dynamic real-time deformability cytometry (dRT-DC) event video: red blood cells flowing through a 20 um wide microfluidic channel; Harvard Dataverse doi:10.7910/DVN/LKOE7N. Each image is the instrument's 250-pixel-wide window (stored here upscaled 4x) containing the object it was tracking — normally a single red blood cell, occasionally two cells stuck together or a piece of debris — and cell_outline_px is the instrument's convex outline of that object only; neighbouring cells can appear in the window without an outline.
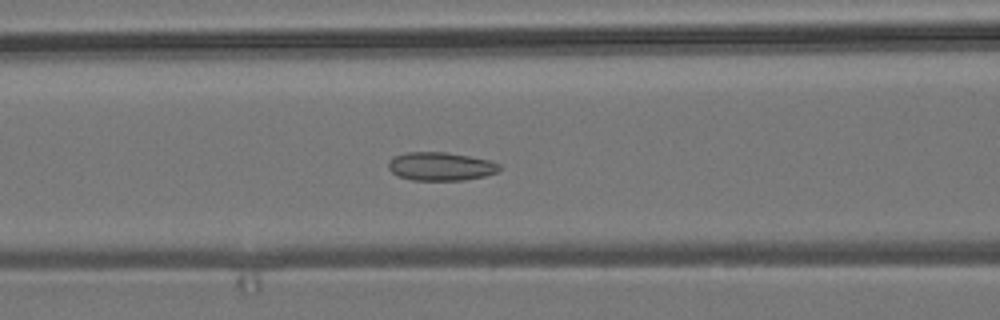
{"species": "common noctule bat (a hibernating species)", "species_latin": "Nyctalus noctula", "temperature_condition": "room temperature", "stored_images_in_passage": 43, "camera_frame_rate_fps": 3000, "um_per_image_px": 0.085, "animal": {"sex": "male", "body_mass_g": 19.2, "forearm_length_mm": 51.8}, "frame": {"image": 1, "passage_image": 11, "time_ms": 3.333, "image_size_px": [1000, 320], "cell_outline_px": [[500, 168], [496, 172], [484, 176], [464, 180], [412, 180], [400, 176], [392, 172], [388, 168], [388, 160], [392, 156], [408, 152], [448, 152], [488, 160], [500, 164]], "centroid_in_image_um": [37.42, 14.13], "position_along_channel_um": 129.2, "area_um2": 18.32}}
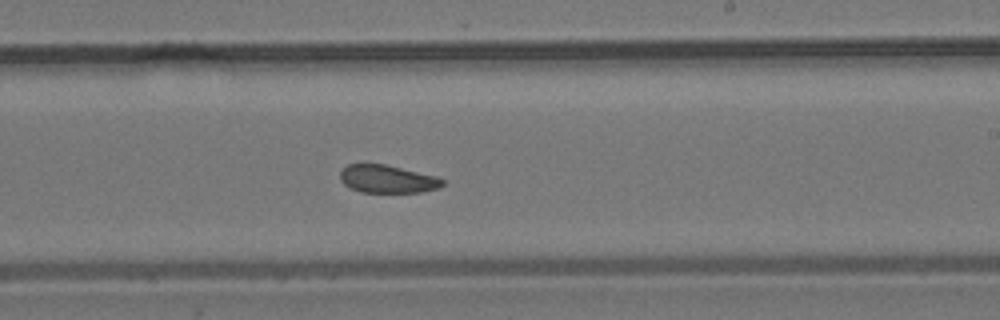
{"frame": {"image": 2, "passage_image": 21, "time_ms": 6.667, "image_size_px": [1000, 320], "cell_outline_px": [[444, 184], [440, 188], [420, 192], [360, 192], [344, 184], [340, 180], [340, 172], [348, 164], [384, 164], [436, 176], [444, 180]], "centroid_in_image_um": [32.94, 15.22], "position_along_channel_um": 256.1, "area_um2": 16.53}}
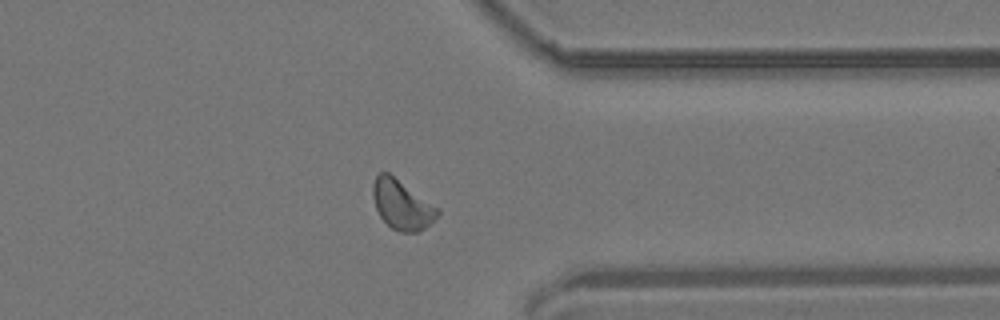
{"frame": {"image": 3, "passage_image": 31, "time_ms": 10.0, "image_size_px": [1000, 320], "cell_outline_px": [[440, 212], [424, 228], [416, 232], [400, 232], [392, 228], [380, 216], [376, 208], [372, 196], [372, 184], [376, 176], [380, 172], [388, 172], [440, 208]], "centroid_in_image_um": [34.14, 17.38], "position_along_channel_um": 377.3, "area_um2": 18.5}, "authors_computed_cell_mechanics": {"area_um2": 18.0914, "velocity_mm_per_s": 3.8174, "shape_relaxation_time_tau1_ms": null, "shape_relaxation_time_tau2_ms": 2.3044, "deformation_change_tau1": null, "deformation_change_tau2": 0.0846}}